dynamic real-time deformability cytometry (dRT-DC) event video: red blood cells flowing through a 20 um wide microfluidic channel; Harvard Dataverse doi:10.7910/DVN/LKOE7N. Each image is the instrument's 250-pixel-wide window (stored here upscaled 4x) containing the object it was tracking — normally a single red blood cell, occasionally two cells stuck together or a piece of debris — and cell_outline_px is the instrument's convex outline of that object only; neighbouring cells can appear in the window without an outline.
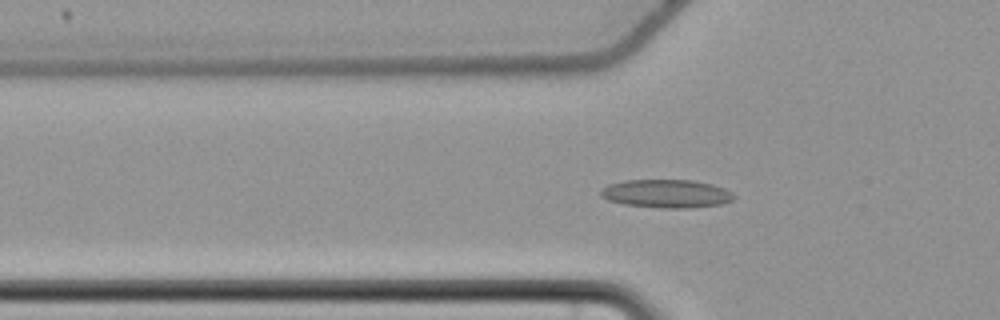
{"species": "common noctule bat (a hibernating species)", "species_latin": "Nyctalus noctula", "temperature_condition": "cold", "stored_images_in_passage": 56, "camera_frame_rate_fps": 3000, "um_per_image_px": 0.085, "animal": {"sex": "female", "body_mass_g": 22.7, "forearm_length_mm": 54.2}, "frame": {"image": 1, "passage_image": 20, "time_ms": 6.333, "image_size_px": [1000, 320], "cell_outline_px": [[736, 196], [732, 200], [720, 204], [688, 208], [660, 208], [624, 204], [608, 200], [600, 196], [600, 192], [608, 184], [624, 180], [692, 180], [712, 184], [724, 188], [732, 192]], "centroid_in_image_um": [56.65, 16.46], "position_along_channel_um": 69.2, "area_um2": 21.96}}
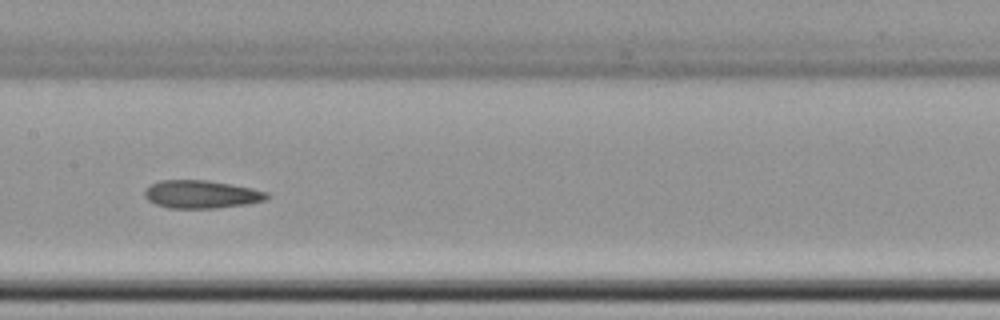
{"frame": {"image": 2, "passage_image": 30, "time_ms": 9.667, "image_size_px": [1000, 320], "cell_outline_px": [[268, 200], [248, 204], [216, 208], [168, 208], [156, 204], [148, 200], [144, 196], [144, 192], [152, 184], [160, 180], [208, 180], [232, 184], [252, 188], [268, 192]], "centroid_in_image_um": [17.15, 16.52], "position_along_channel_um": 190.2, "area_um2": 20.0}}
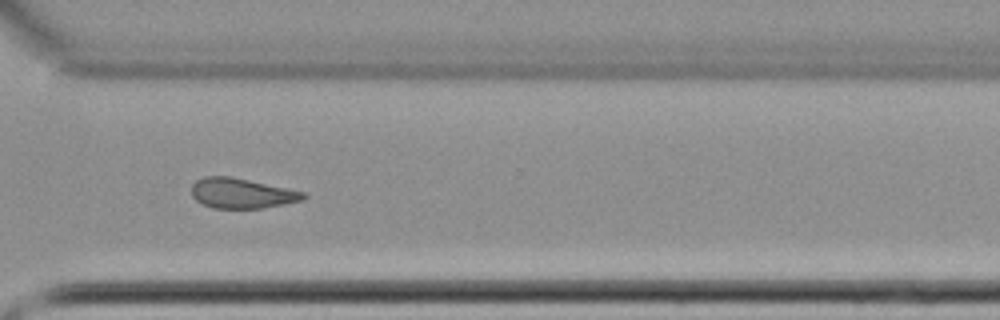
{"frame": {"image": 3, "passage_image": 43, "time_ms": 14.0, "image_size_px": [1000, 320], "cell_outline_px": [[308, 196], [304, 200], [284, 204], [260, 208], [212, 208], [196, 200], [192, 196], [192, 184], [196, 180], [204, 176], [232, 176], [304, 192]], "centroid_in_image_um": [20.54, 16.42], "position_along_channel_um": 350.1, "area_um2": 19.59}, "authors_computed_cell_mechanics": {"area_um2": 20.3167, "velocity_mm_per_s": 3.6864, "shape_relaxation_time_tau1_ms": null, "shape_relaxation_time_tau2_ms": 3.9062, "deformation_change_tau1": null, "deformation_change_tau2": 0.111}}